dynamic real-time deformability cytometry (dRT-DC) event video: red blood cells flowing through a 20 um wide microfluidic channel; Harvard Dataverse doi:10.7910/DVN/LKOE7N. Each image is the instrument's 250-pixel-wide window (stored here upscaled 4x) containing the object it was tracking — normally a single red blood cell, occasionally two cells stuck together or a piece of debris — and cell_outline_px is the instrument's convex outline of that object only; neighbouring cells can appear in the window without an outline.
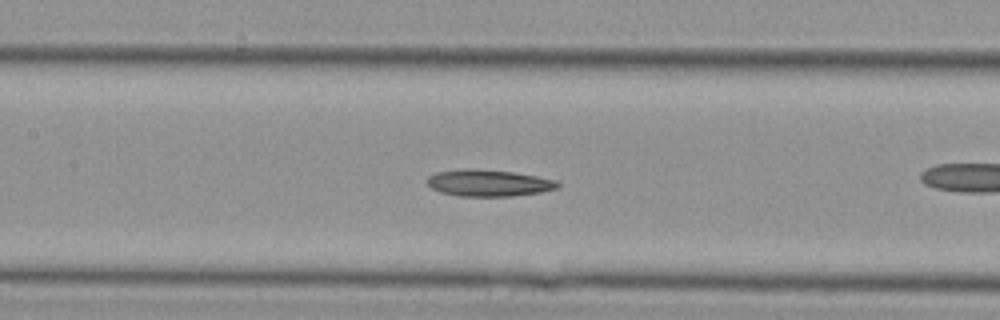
{"species": "Egyptian fruit bat (a non-hibernating species)", "species_latin": "Rousettus aegyptiacus", "temperature_condition": "cold", "stored_images_in_passage": 31, "camera_frame_rate_fps": 3000, "um_per_image_px": 0.085, "animal": {"sex": "female"}, "frame": {"image": 1, "passage_image": 18, "time_ms": 5.667, "image_size_px": [1000, 320], "cell_outline_px": [[560, 184], [556, 188], [540, 192], [512, 196], [456, 196], [440, 192], [432, 188], [428, 184], [428, 176], [436, 172], [464, 168], [476, 168], [512, 172], [536, 176], [556, 180]], "centroid_in_image_um": [41.5, 15.55], "position_along_channel_um": 165.9, "area_um2": 20.29}}